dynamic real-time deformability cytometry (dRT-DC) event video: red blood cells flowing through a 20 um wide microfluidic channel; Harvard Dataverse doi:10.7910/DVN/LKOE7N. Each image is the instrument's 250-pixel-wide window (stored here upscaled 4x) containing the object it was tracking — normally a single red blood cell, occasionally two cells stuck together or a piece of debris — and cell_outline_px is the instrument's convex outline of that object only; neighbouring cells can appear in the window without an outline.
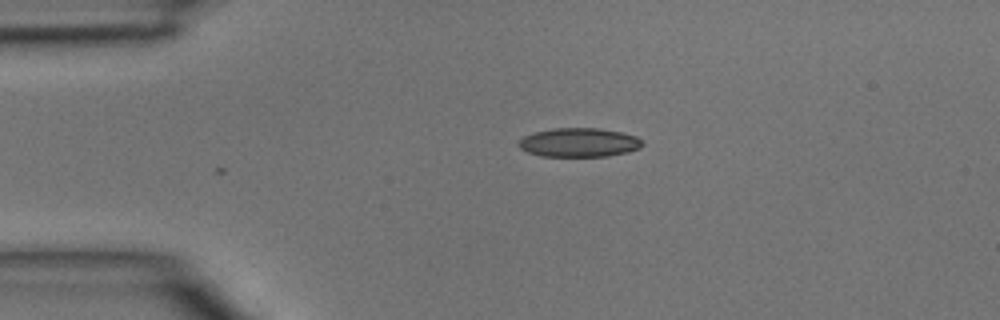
{"species": "common noctule bat (a hibernating species)", "species_latin": "Nyctalus noctula", "temperature_condition": "room temperature", "stored_images_in_passage": 2, "camera_frame_rate_fps": 3000, "um_per_image_px": 0.085, "animal": {"sex": "male", "body_mass_g": 15.6}, "frame": {"image": 1, "passage_image": 2, "time_ms": 0.333, "image_size_px": [1000, 320], "cell_outline_px": [[644, 144], [640, 148], [628, 152], [608, 156], [540, 156], [528, 152], [520, 148], [516, 144], [524, 136], [532, 132], [552, 128], [600, 128], [620, 132], [636, 136], [644, 140]], "centroid_in_image_um": [49.22, 12.11], "position_along_channel_um": 35.8, "area_um2": 21.1}}